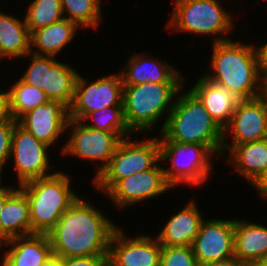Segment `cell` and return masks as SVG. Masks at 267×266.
I'll return each instance as SVG.
<instances>
[{"instance_id":"cell-1","label":"cell","mask_w":267,"mask_h":266,"mask_svg":"<svg viewBox=\"0 0 267 266\" xmlns=\"http://www.w3.org/2000/svg\"><path fill=\"white\" fill-rule=\"evenodd\" d=\"M118 227L79 198L47 234L53 257L108 256L110 240Z\"/></svg>"},{"instance_id":"cell-2","label":"cell","mask_w":267,"mask_h":266,"mask_svg":"<svg viewBox=\"0 0 267 266\" xmlns=\"http://www.w3.org/2000/svg\"><path fill=\"white\" fill-rule=\"evenodd\" d=\"M212 73L203 75L214 84L232 91L240 100L259 97L260 75L252 44L214 38Z\"/></svg>"},{"instance_id":"cell-3","label":"cell","mask_w":267,"mask_h":266,"mask_svg":"<svg viewBox=\"0 0 267 266\" xmlns=\"http://www.w3.org/2000/svg\"><path fill=\"white\" fill-rule=\"evenodd\" d=\"M178 98L167 114L159 141L203 145L222 156L224 130L191 90Z\"/></svg>"},{"instance_id":"cell-4","label":"cell","mask_w":267,"mask_h":266,"mask_svg":"<svg viewBox=\"0 0 267 266\" xmlns=\"http://www.w3.org/2000/svg\"><path fill=\"white\" fill-rule=\"evenodd\" d=\"M19 187L29 201L32 234H48L79 199L70 188L69 176L62 172L33 179Z\"/></svg>"},{"instance_id":"cell-5","label":"cell","mask_w":267,"mask_h":266,"mask_svg":"<svg viewBox=\"0 0 267 266\" xmlns=\"http://www.w3.org/2000/svg\"><path fill=\"white\" fill-rule=\"evenodd\" d=\"M182 83L124 85L123 110L127 127L133 133L151 130L164 112L173 108V98L181 92Z\"/></svg>"},{"instance_id":"cell-6","label":"cell","mask_w":267,"mask_h":266,"mask_svg":"<svg viewBox=\"0 0 267 266\" xmlns=\"http://www.w3.org/2000/svg\"><path fill=\"white\" fill-rule=\"evenodd\" d=\"M160 161V141L121 139L108 166L93 179L97 189L107 192L118 180L153 168Z\"/></svg>"},{"instance_id":"cell-7","label":"cell","mask_w":267,"mask_h":266,"mask_svg":"<svg viewBox=\"0 0 267 266\" xmlns=\"http://www.w3.org/2000/svg\"><path fill=\"white\" fill-rule=\"evenodd\" d=\"M169 26L177 31L196 34L229 33L233 19L218 0H174Z\"/></svg>"},{"instance_id":"cell-8","label":"cell","mask_w":267,"mask_h":266,"mask_svg":"<svg viewBox=\"0 0 267 266\" xmlns=\"http://www.w3.org/2000/svg\"><path fill=\"white\" fill-rule=\"evenodd\" d=\"M189 153L190 156L187 157ZM213 154L208 147L203 145L160 142V161L171 160V167L163 168V171L166 180L172 187L180 183L187 185L205 183L211 173L210 159ZM182 156H186L188 159L185 158V162L184 159L182 162L180 160Z\"/></svg>"},{"instance_id":"cell-9","label":"cell","mask_w":267,"mask_h":266,"mask_svg":"<svg viewBox=\"0 0 267 266\" xmlns=\"http://www.w3.org/2000/svg\"><path fill=\"white\" fill-rule=\"evenodd\" d=\"M78 74L69 118L81 121L87 114L110 106H123V80L121 73L108 75L92 82Z\"/></svg>"},{"instance_id":"cell-10","label":"cell","mask_w":267,"mask_h":266,"mask_svg":"<svg viewBox=\"0 0 267 266\" xmlns=\"http://www.w3.org/2000/svg\"><path fill=\"white\" fill-rule=\"evenodd\" d=\"M82 123V121L69 118L66 129L74 128L72 135L69 137L70 140L62 148V153L103 162L97 168L96 178L108 166L119 141L123 137L118 132L101 131L87 127Z\"/></svg>"},{"instance_id":"cell-11","label":"cell","mask_w":267,"mask_h":266,"mask_svg":"<svg viewBox=\"0 0 267 266\" xmlns=\"http://www.w3.org/2000/svg\"><path fill=\"white\" fill-rule=\"evenodd\" d=\"M49 147L18 122L14 124L10 157L14 156V169L17 173L19 186L33 179L53 174L47 173L50 168L49 156H47Z\"/></svg>"},{"instance_id":"cell-12","label":"cell","mask_w":267,"mask_h":266,"mask_svg":"<svg viewBox=\"0 0 267 266\" xmlns=\"http://www.w3.org/2000/svg\"><path fill=\"white\" fill-rule=\"evenodd\" d=\"M234 220H203L192 242L200 266L234 257Z\"/></svg>"},{"instance_id":"cell-13","label":"cell","mask_w":267,"mask_h":266,"mask_svg":"<svg viewBox=\"0 0 267 266\" xmlns=\"http://www.w3.org/2000/svg\"><path fill=\"white\" fill-rule=\"evenodd\" d=\"M163 168L157 163L149 170L118 180L106 194L119 208L159 196L172 188L166 180Z\"/></svg>"},{"instance_id":"cell-14","label":"cell","mask_w":267,"mask_h":266,"mask_svg":"<svg viewBox=\"0 0 267 266\" xmlns=\"http://www.w3.org/2000/svg\"><path fill=\"white\" fill-rule=\"evenodd\" d=\"M162 246L151 237L128 238L117 228L110 240L108 266H160Z\"/></svg>"},{"instance_id":"cell-15","label":"cell","mask_w":267,"mask_h":266,"mask_svg":"<svg viewBox=\"0 0 267 266\" xmlns=\"http://www.w3.org/2000/svg\"><path fill=\"white\" fill-rule=\"evenodd\" d=\"M224 140L229 130L233 143L240 145L267 138V100L261 97L240 100L231 117L230 123L223 129Z\"/></svg>"},{"instance_id":"cell-16","label":"cell","mask_w":267,"mask_h":266,"mask_svg":"<svg viewBox=\"0 0 267 266\" xmlns=\"http://www.w3.org/2000/svg\"><path fill=\"white\" fill-rule=\"evenodd\" d=\"M69 108L59 101L49 100L24 114L17 122L39 141L51 146L66 130Z\"/></svg>"},{"instance_id":"cell-17","label":"cell","mask_w":267,"mask_h":266,"mask_svg":"<svg viewBox=\"0 0 267 266\" xmlns=\"http://www.w3.org/2000/svg\"><path fill=\"white\" fill-rule=\"evenodd\" d=\"M3 243L11 245L2 258L3 266H45L53 258L47 234L13 237L2 242L0 247Z\"/></svg>"},{"instance_id":"cell-18","label":"cell","mask_w":267,"mask_h":266,"mask_svg":"<svg viewBox=\"0 0 267 266\" xmlns=\"http://www.w3.org/2000/svg\"><path fill=\"white\" fill-rule=\"evenodd\" d=\"M234 257L248 266L267 258V227L234 220Z\"/></svg>"},{"instance_id":"cell-19","label":"cell","mask_w":267,"mask_h":266,"mask_svg":"<svg viewBox=\"0 0 267 266\" xmlns=\"http://www.w3.org/2000/svg\"><path fill=\"white\" fill-rule=\"evenodd\" d=\"M229 150V160L239 174L253 186L267 170V138L240 145H228L223 140L222 156Z\"/></svg>"},{"instance_id":"cell-20","label":"cell","mask_w":267,"mask_h":266,"mask_svg":"<svg viewBox=\"0 0 267 266\" xmlns=\"http://www.w3.org/2000/svg\"><path fill=\"white\" fill-rule=\"evenodd\" d=\"M210 116L224 129L231 120L240 99L232 91L214 84L204 76L190 89Z\"/></svg>"},{"instance_id":"cell-21","label":"cell","mask_w":267,"mask_h":266,"mask_svg":"<svg viewBox=\"0 0 267 266\" xmlns=\"http://www.w3.org/2000/svg\"><path fill=\"white\" fill-rule=\"evenodd\" d=\"M191 200L167 222L157 240L161 246H191L199 233L203 218Z\"/></svg>"},{"instance_id":"cell-22","label":"cell","mask_w":267,"mask_h":266,"mask_svg":"<svg viewBox=\"0 0 267 266\" xmlns=\"http://www.w3.org/2000/svg\"><path fill=\"white\" fill-rule=\"evenodd\" d=\"M145 60L143 56L135 54L129 58L126 71L121 72L123 85H139L153 83H182L180 72L166 61Z\"/></svg>"},{"instance_id":"cell-23","label":"cell","mask_w":267,"mask_h":266,"mask_svg":"<svg viewBox=\"0 0 267 266\" xmlns=\"http://www.w3.org/2000/svg\"><path fill=\"white\" fill-rule=\"evenodd\" d=\"M31 234L29 201L18 188L6 199L0 214V244L13 237Z\"/></svg>"},{"instance_id":"cell-24","label":"cell","mask_w":267,"mask_h":266,"mask_svg":"<svg viewBox=\"0 0 267 266\" xmlns=\"http://www.w3.org/2000/svg\"><path fill=\"white\" fill-rule=\"evenodd\" d=\"M78 73L54 56H45V78L43 91L51 101H59L70 107L75 91Z\"/></svg>"},{"instance_id":"cell-25","label":"cell","mask_w":267,"mask_h":266,"mask_svg":"<svg viewBox=\"0 0 267 266\" xmlns=\"http://www.w3.org/2000/svg\"><path fill=\"white\" fill-rule=\"evenodd\" d=\"M30 36L24 20L0 11V58H20L31 54Z\"/></svg>"},{"instance_id":"cell-26","label":"cell","mask_w":267,"mask_h":266,"mask_svg":"<svg viewBox=\"0 0 267 266\" xmlns=\"http://www.w3.org/2000/svg\"><path fill=\"white\" fill-rule=\"evenodd\" d=\"M79 28L75 23L63 18L46 27L37 29L31 33L30 45H35L38 52H31L36 55L56 56L64 46L73 39Z\"/></svg>"},{"instance_id":"cell-27","label":"cell","mask_w":267,"mask_h":266,"mask_svg":"<svg viewBox=\"0 0 267 266\" xmlns=\"http://www.w3.org/2000/svg\"><path fill=\"white\" fill-rule=\"evenodd\" d=\"M8 92L11 115L18 121L24 114L49 101L45 92L27 85L21 79L12 85Z\"/></svg>"},{"instance_id":"cell-28","label":"cell","mask_w":267,"mask_h":266,"mask_svg":"<svg viewBox=\"0 0 267 266\" xmlns=\"http://www.w3.org/2000/svg\"><path fill=\"white\" fill-rule=\"evenodd\" d=\"M100 3V0H61L63 16L78 27L96 28L101 18Z\"/></svg>"},{"instance_id":"cell-29","label":"cell","mask_w":267,"mask_h":266,"mask_svg":"<svg viewBox=\"0 0 267 266\" xmlns=\"http://www.w3.org/2000/svg\"><path fill=\"white\" fill-rule=\"evenodd\" d=\"M25 16L29 33L64 18L61 0H34Z\"/></svg>"},{"instance_id":"cell-30","label":"cell","mask_w":267,"mask_h":266,"mask_svg":"<svg viewBox=\"0 0 267 266\" xmlns=\"http://www.w3.org/2000/svg\"><path fill=\"white\" fill-rule=\"evenodd\" d=\"M90 118L95 123L90 125L84 124L87 127L107 132H118L123 138L128 136V134L130 136V133H132L126 125L123 106H110L99 111H93L87 114L81 121L84 122L85 120H90Z\"/></svg>"},{"instance_id":"cell-31","label":"cell","mask_w":267,"mask_h":266,"mask_svg":"<svg viewBox=\"0 0 267 266\" xmlns=\"http://www.w3.org/2000/svg\"><path fill=\"white\" fill-rule=\"evenodd\" d=\"M160 266H200L191 246H162Z\"/></svg>"},{"instance_id":"cell-32","label":"cell","mask_w":267,"mask_h":266,"mask_svg":"<svg viewBox=\"0 0 267 266\" xmlns=\"http://www.w3.org/2000/svg\"><path fill=\"white\" fill-rule=\"evenodd\" d=\"M32 62L20 78L27 85L43 90L45 78V55H32Z\"/></svg>"},{"instance_id":"cell-33","label":"cell","mask_w":267,"mask_h":266,"mask_svg":"<svg viewBox=\"0 0 267 266\" xmlns=\"http://www.w3.org/2000/svg\"><path fill=\"white\" fill-rule=\"evenodd\" d=\"M15 123L0 125V178L3 167L11 154V138Z\"/></svg>"},{"instance_id":"cell-34","label":"cell","mask_w":267,"mask_h":266,"mask_svg":"<svg viewBox=\"0 0 267 266\" xmlns=\"http://www.w3.org/2000/svg\"><path fill=\"white\" fill-rule=\"evenodd\" d=\"M61 266H108V256L61 258Z\"/></svg>"},{"instance_id":"cell-35","label":"cell","mask_w":267,"mask_h":266,"mask_svg":"<svg viewBox=\"0 0 267 266\" xmlns=\"http://www.w3.org/2000/svg\"><path fill=\"white\" fill-rule=\"evenodd\" d=\"M13 119L10 109V99L8 92L0 93V125L7 123H16Z\"/></svg>"},{"instance_id":"cell-36","label":"cell","mask_w":267,"mask_h":266,"mask_svg":"<svg viewBox=\"0 0 267 266\" xmlns=\"http://www.w3.org/2000/svg\"><path fill=\"white\" fill-rule=\"evenodd\" d=\"M259 75L267 71V43L260 48H254Z\"/></svg>"},{"instance_id":"cell-37","label":"cell","mask_w":267,"mask_h":266,"mask_svg":"<svg viewBox=\"0 0 267 266\" xmlns=\"http://www.w3.org/2000/svg\"><path fill=\"white\" fill-rule=\"evenodd\" d=\"M255 189L259 192L260 197L267 199V170L265 173L260 177V179L253 185Z\"/></svg>"},{"instance_id":"cell-38","label":"cell","mask_w":267,"mask_h":266,"mask_svg":"<svg viewBox=\"0 0 267 266\" xmlns=\"http://www.w3.org/2000/svg\"><path fill=\"white\" fill-rule=\"evenodd\" d=\"M205 266H248V265L242 263L236 257H232L224 261L211 262L209 264H206Z\"/></svg>"},{"instance_id":"cell-39","label":"cell","mask_w":267,"mask_h":266,"mask_svg":"<svg viewBox=\"0 0 267 266\" xmlns=\"http://www.w3.org/2000/svg\"><path fill=\"white\" fill-rule=\"evenodd\" d=\"M1 178H0V214L4 207L6 199L15 191L13 187H4L1 186Z\"/></svg>"},{"instance_id":"cell-40","label":"cell","mask_w":267,"mask_h":266,"mask_svg":"<svg viewBox=\"0 0 267 266\" xmlns=\"http://www.w3.org/2000/svg\"><path fill=\"white\" fill-rule=\"evenodd\" d=\"M259 97L267 100V71L260 75V93Z\"/></svg>"},{"instance_id":"cell-41","label":"cell","mask_w":267,"mask_h":266,"mask_svg":"<svg viewBox=\"0 0 267 266\" xmlns=\"http://www.w3.org/2000/svg\"><path fill=\"white\" fill-rule=\"evenodd\" d=\"M45 266H61V258L53 257Z\"/></svg>"},{"instance_id":"cell-42","label":"cell","mask_w":267,"mask_h":266,"mask_svg":"<svg viewBox=\"0 0 267 266\" xmlns=\"http://www.w3.org/2000/svg\"><path fill=\"white\" fill-rule=\"evenodd\" d=\"M256 266H267V258L264 260L260 261Z\"/></svg>"}]
</instances>
